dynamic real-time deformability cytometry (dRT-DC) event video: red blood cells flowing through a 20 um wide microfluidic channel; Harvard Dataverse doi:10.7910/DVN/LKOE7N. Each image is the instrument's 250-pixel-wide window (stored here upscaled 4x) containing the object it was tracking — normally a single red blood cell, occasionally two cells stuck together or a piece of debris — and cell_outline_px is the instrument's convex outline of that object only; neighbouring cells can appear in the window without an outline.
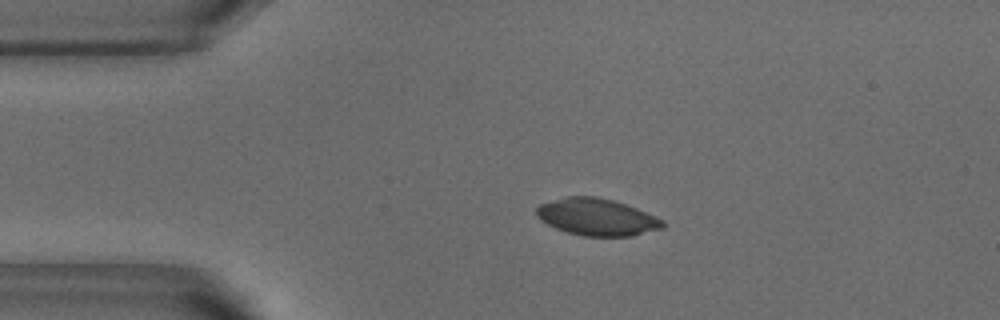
{"species": "common noctule bat (a hibernating species)", "species_latin": "Nyctalus noctula", "temperature_condition": "warm", "stored_images_in_passage": 43, "camera_frame_rate_fps": 3000, "um_per_image_px": 0.085, "animal": {"sex": "male", "body_mass_g": 18.8}, "frame": {"image": 1, "passage_image": 1, "time_ms": 0.0, "image_size_px": [1000, 320], "cell_outline_px": [[664, 228], [632, 236], [584, 236], [568, 232], [556, 228], [540, 220], [536, 216], [536, 208], [540, 204], [568, 196], [596, 196], [612, 200], [636, 208], [664, 220]], "centroid_in_image_um": [50.74, 18.45], "position_along_channel_um": 34.3, "area_um2": 27.05}}
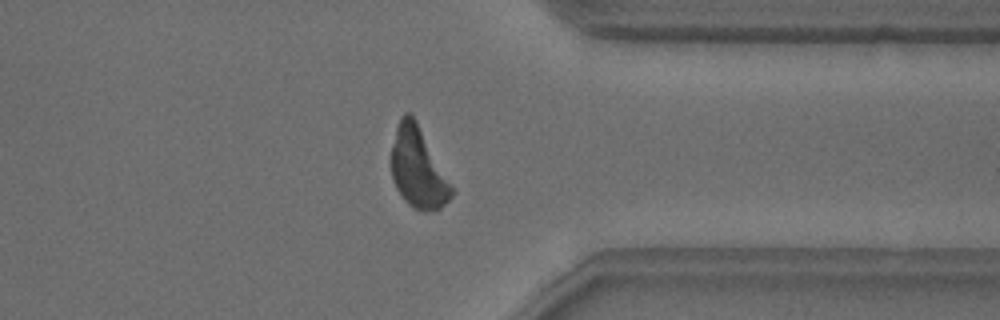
{"frame": {"image": 2, "passage_image": 31, "time_ms": 10.0, "image_size_px": [1000, 320], "cell_outline_px": [[456, 192], [440, 208], [424, 212], [408, 204], [404, 200], [396, 188], [392, 180], [392, 148], [396, 128], [400, 116], [404, 112], [408, 112], [416, 120], [456, 188]], "centroid_in_image_um": [35.58, 14.28], "position_along_channel_um": 375.8, "area_um2": 28.55}}
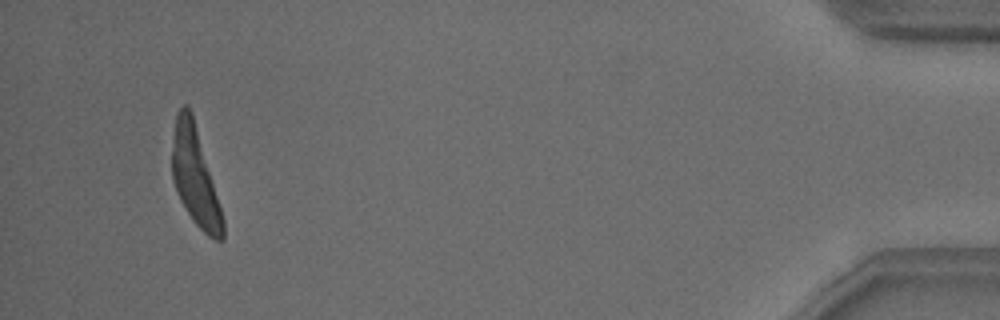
{"frame": {"image": 3, "passage_image": 40, "time_ms": 13.0, "image_size_px": [1000, 320], "cell_outline_px": [[224, 240], [216, 240], [208, 236], [192, 220], [180, 200], [176, 192], [172, 180], [172, 152], [176, 112], [184, 104], [188, 104], [192, 112], [224, 220]], "centroid_in_image_um": [16.56, 15.01], "position_along_channel_um": 418.6, "area_um2": 28.67}, "authors_computed_cell_mechanics": {"area_um2": 28.7266, "velocity_mm_per_s": 3.8306, "shape_relaxation_time_tau1_ms": 6.0541, "shape_relaxation_time_tau2_ms": null, "deformation_change_tau1": 0.3009, "deformation_change_tau2": null}}